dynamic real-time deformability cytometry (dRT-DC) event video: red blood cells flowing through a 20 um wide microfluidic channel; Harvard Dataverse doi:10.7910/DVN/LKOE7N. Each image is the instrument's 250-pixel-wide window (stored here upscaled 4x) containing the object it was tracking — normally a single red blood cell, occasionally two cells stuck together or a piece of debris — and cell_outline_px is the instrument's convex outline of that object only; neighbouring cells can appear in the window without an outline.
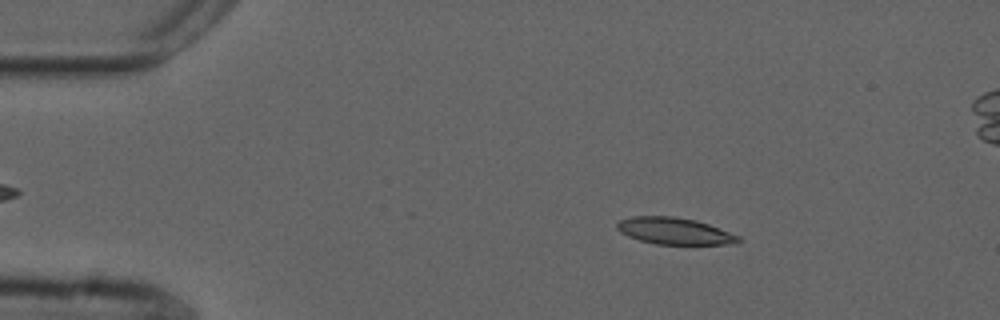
{"species": "common noctule bat (a hibernating species)", "species_latin": "Nyctalus noctula", "temperature_condition": "cold", "stored_images_in_passage": 30, "camera_frame_rate_fps": 3000, "um_per_image_px": 0.085, "animal": {"sex": "male", "forearm_length_mm": 52.5}, "frame": {"image": 1, "passage_image": 8, "time_ms": 2.333, "image_size_px": [1000, 320], "cell_outline_px": [[740, 240], [736, 244], [656, 244], [640, 240], [628, 236], [620, 232], [616, 228], [616, 224], [620, 220], [632, 216], [672, 216], [696, 220], [708, 224], [740, 236]], "centroid_in_image_um": [57.32, 19.63], "position_along_channel_um": 27.7, "area_um2": 18.84}}
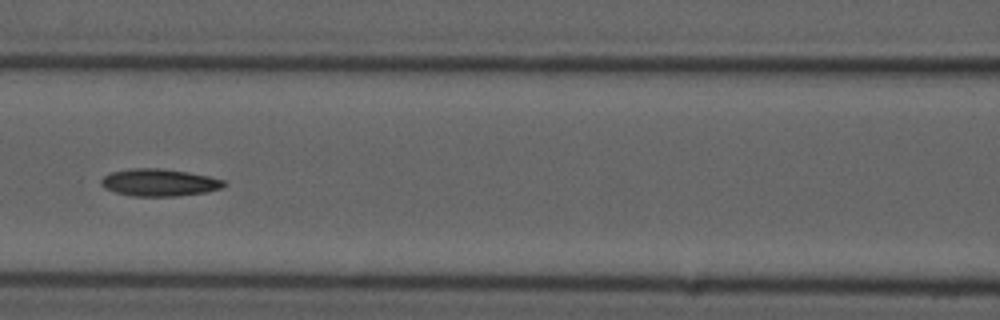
{"frame": {"image": 2, "passage_image": 23, "time_ms": 7.333, "image_size_px": [1000, 320], "cell_outline_px": [[228, 184], [224, 188], [204, 192], [176, 196], [132, 196], [116, 192], [104, 188], [100, 184], [100, 180], [104, 176], [112, 172], [132, 168], [160, 168], [188, 172], [208, 176], [224, 180]], "centroid_in_image_um": [13.55, 15.51], "position_along_channel_um": 153.1, "area_um2": 19.54}}
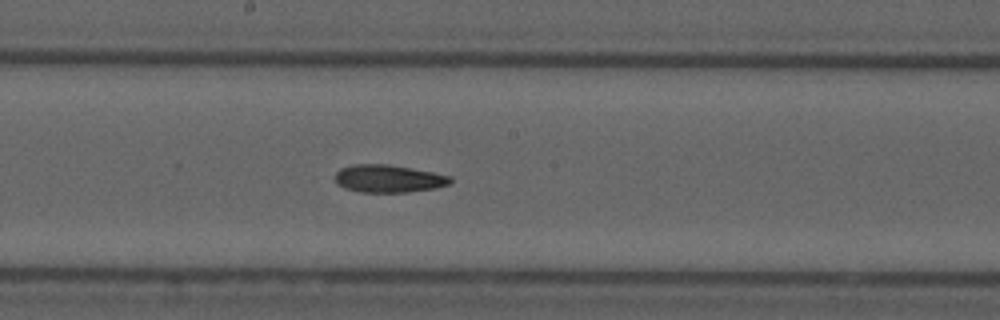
{"frame": {"image": 3, "passage_image": 28, "time_ms": 9.0, "image_size_px": [1000, 320], "cell_outline_px": [[452, 180], [448, 184], [436, 188], [408, 192], [360, 192], [344, 188], [336, 184], [336, 172], [340, 168], [352, 164], [388, 164], [432, 172], [452, 176]], "centroid_in_image_um": [33.0, 15.18], "position_along_channel_um": 215.2, "area_um2": 18.61}}